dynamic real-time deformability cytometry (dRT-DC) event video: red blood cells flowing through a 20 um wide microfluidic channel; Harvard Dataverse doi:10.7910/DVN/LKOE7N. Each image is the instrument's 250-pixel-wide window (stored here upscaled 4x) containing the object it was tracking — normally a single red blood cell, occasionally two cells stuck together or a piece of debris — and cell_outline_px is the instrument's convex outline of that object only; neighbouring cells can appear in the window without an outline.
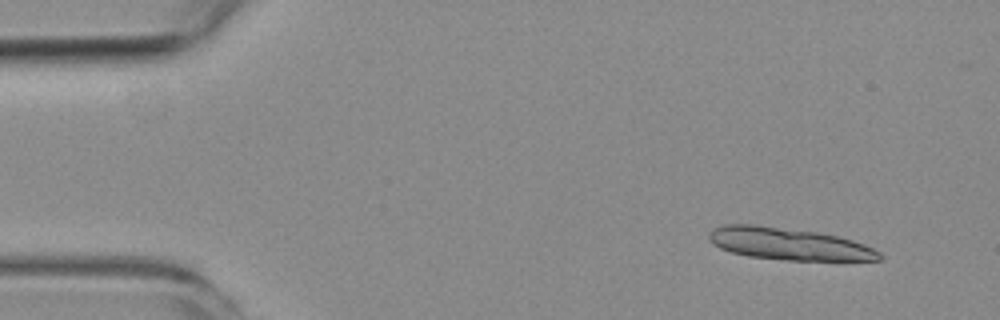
{"species": "common noctule bat (a hibernating species)", "species_latin": "Nyctalus noctula", "temperature_condition": "room temperature", "stored_images_in_passage": 8, "segment_of_instrument_passage": [1, 2], "camera_frame_rate_fps": 3000, "um_per_image_px": 0.085, "animal": {"sex": "female", "body_mass_g": 19.3, "forearm_length_mm": 54.1}, "frame": {"image": 1, "passage_image": 1, "time_ms": 0.0, "image_size_px": [1000, 320], "cell_outline_px": [[884, 256], [880, 260], [784, 260], [748, 256], [732, 252], [720, 248], [712, 244], [708, 236], [708, 232], [712, 228], [724, 224], [756, 224], [816, 232], [840, 236], [864, 244], [880, 252]], "centroid_in_image_um": [67.01, 20.72], "position_along_channel_um": 18.0, "area_um2": 32.02}}